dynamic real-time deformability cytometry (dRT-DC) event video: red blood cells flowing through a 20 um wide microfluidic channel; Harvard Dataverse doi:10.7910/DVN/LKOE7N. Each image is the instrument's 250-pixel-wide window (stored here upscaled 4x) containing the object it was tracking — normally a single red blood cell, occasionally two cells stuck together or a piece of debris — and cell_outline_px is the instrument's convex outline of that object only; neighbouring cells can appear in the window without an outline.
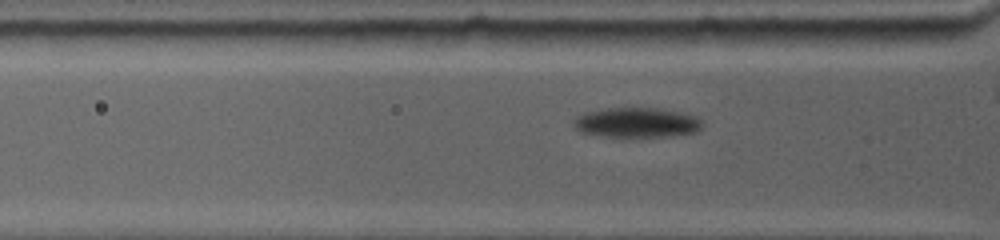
{"species": "common noctule bat (a hibernating species)", "species_latin": "Nyctalus noctula", "temperature_condition": "warm", "stored_images_in_passage": 4, "camera_frame_rate_fps": 4500, "um_per_image_px": 0.085, "animal": {"sex": "female", "body_mass_g": 19.0, "forearm_length_mm": 53.3}, "frame": {"image": 1, "passage_image": 3, "time_ms": 2.0, "image_size_px": [1000, 240], "cell_outline_px": [[736, 204], [688, 208], [584, 204], [584, 200], [608, 196], [692, 196], [736, 200]], "centroid_in_image_um": [56.14, 17.12], "position_along_channel_um": 69.7, "area_um2": 10.0}}